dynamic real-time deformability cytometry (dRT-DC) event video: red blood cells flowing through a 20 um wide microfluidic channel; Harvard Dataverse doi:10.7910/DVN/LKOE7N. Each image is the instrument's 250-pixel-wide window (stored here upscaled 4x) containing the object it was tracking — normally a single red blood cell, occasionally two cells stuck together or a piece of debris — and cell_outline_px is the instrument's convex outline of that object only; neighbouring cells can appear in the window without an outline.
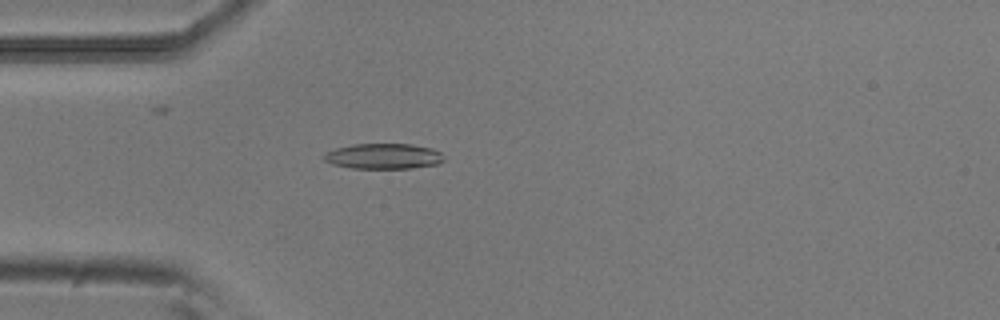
{"species": "common noctule bat (a hibernating species)", "species_latin": "Nyctalus noctula", "temperature_condition": "room temperature", "stored_images_in_passage": 46, "camera_frame_rate_fps": 3000, "um_per_image_px": 0.085, "animal": {"sex": "male", "body_mass_g": 20.5, "forearm_length_mm": 52.5}, "frame": {"image": 1, "passage_image": 8, "time_ms": 2.333, "image_size_px": [1000, 320], "cell_outline_px": [[444, 160], [440, 164], [412, 168], [352, 168], [332, 164], [324, 160], [320, 156], [324, 152], [336, 148], [352, 144], [412, 144], [432, 148], [440, 152], [444, 156]], "centroid_in_image_um": [32.58, 13.28], "position_along_channel_um": 52.4, "area_um2": 18.03}}
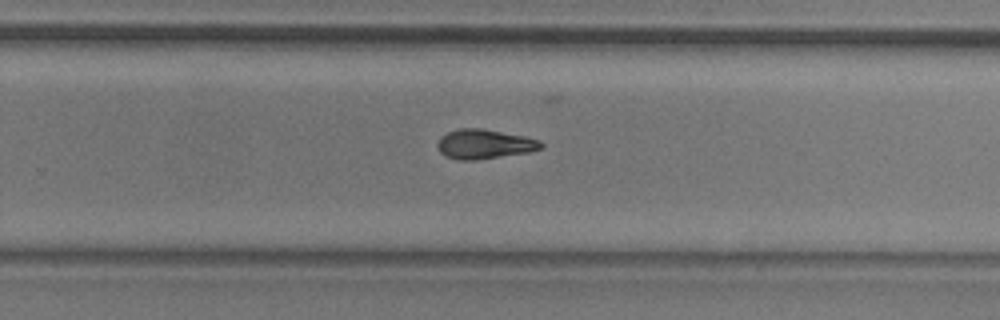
{"frame": {"image": 2, "passage_image": 27, "time_ms": 8.667, "image_size_px": [1000, 320], "cell_outline_px": [[544, 144], [540, 148], [528, 152], [476, 160], [460, 160], [444, 156], [440, 152], [436, 144], [440, 136], [448, 132], [460, 128], [484, 128], [524, 136], [540, 140]], "centroid_in_image_um": [41.14, 12.24], "position_along_channel_um": 288.7, "area_um2": 17.86}}
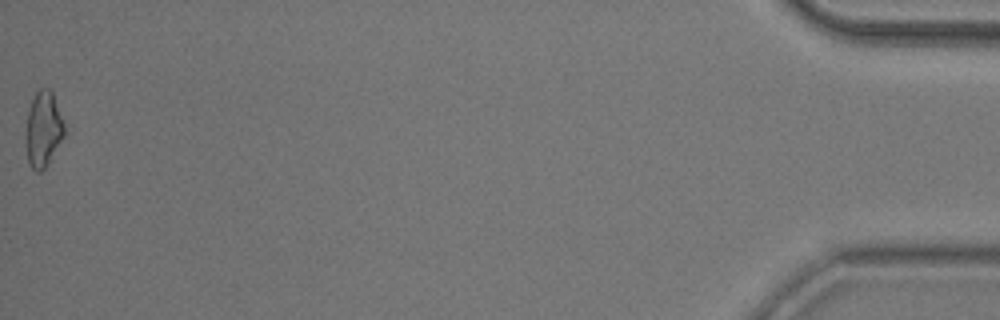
{"frame": {"image": 3, "passage_image": 46, "time_ms": 15.0, "image_size_px": [1000, 320], "cell_outline_px": [[68, 132], [48, 164], [40, 172], [36, 172], [28, 164], [24, 144], [24, 136], [28, 108], [36, 92], [40, 88], [48, 88], [52, 92]], "centroid_in_image_um": [3.67, 11.03], "position_along_channel_um": 431.5, "area_um2": 17.69}, "authors_computed_cell_mechanics": {"area_um2": 17.5712, "velocity_mm_per_s": 3.8364, "shape_relaxation_time_tau1_ms": 6.2636, "shape_relaxation_time_tau2_ms": 4.8563, "deformation_change_tau1": 0.16, "deformation_change_tau2": 0.1335}}